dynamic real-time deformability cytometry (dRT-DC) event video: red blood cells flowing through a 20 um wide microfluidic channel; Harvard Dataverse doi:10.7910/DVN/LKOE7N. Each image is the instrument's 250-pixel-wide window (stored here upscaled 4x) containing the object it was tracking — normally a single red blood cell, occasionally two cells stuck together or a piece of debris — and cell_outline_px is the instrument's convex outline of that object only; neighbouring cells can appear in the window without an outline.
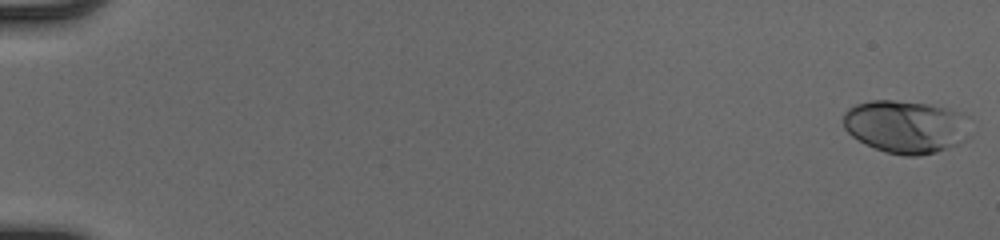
{"species": "human", "species_latin": "Homo sapiens", "temperature_condition": "cold", "stored_images_in_passage": 52, "camera_frame_rate_fps": 3000, "um_per_image_px": 0.085, "donor": {"sex": "male"}, "frame": {"image": 1, "passage_image": 1, "time_ms": 0.0, "image_size_px": [1000, 240], "cell_outline_px": [[972, 136], [968, 140], [936, 152], [920, 156], [904, 156], [884, 152], [852, 136], [844, 128], [844, 112], [848, 108], [856, 104], [872, 100], [892, 100], [928, 104], [964, 112], [968, 116]], "centroid_in_image_um": [77.08, 10.77], "position_along_channel_um": 7.9, "area_um2": 39.65}}
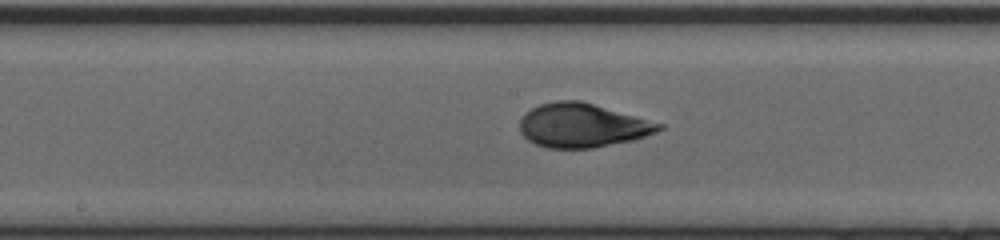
{"frame": {"image": 2, "passage_image": 29, "time_ms": 9.333, "image_size_px": [1000, 240], "cell_outline_px": [[664, 128], [656, 132], [632, 140], [592, 148], [548, 148], [536, 144], [528, 140], [520, 132], [520, 120], [524, 112], [540, 104], [556, 100], [580, 100], [664, 124]], "centroid_in_image_um": [49.47, 10.65], "position_along_channel_um": 198.7, "area_um2": 35.55}}
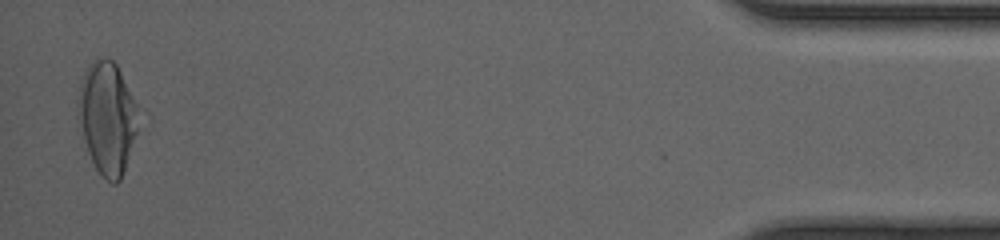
{"frame": {"image": 3, "passage_image": 51, "time_ms": 16.667, "image_size_px": [1000, 240], "cell_outline_px": [[136, 132], [120, 180], [116, 184], [112, 184], [96, 168], [88, 152], [76, 108], [80, 84], [84, 72], [88, 64], [96, 56], [108, 56], [116, 64], [136, 104]], "centroid_in_image_um": [9.07, 9.93], "position_along_channel_um": 426.1, "area_um2": 38.55}, "authors_computed_cell_mechanics": {"area_um2": 35.0846, "velocity_mm_per_s": 4.1287, "shape_relaxation_time_tau1_ms": 4.1329, "shape_relaxation_time_tau2_ms": 0.5953, "deformation_change_tau1": 0.1874, "deformation_change_tau2": 0.0484}}